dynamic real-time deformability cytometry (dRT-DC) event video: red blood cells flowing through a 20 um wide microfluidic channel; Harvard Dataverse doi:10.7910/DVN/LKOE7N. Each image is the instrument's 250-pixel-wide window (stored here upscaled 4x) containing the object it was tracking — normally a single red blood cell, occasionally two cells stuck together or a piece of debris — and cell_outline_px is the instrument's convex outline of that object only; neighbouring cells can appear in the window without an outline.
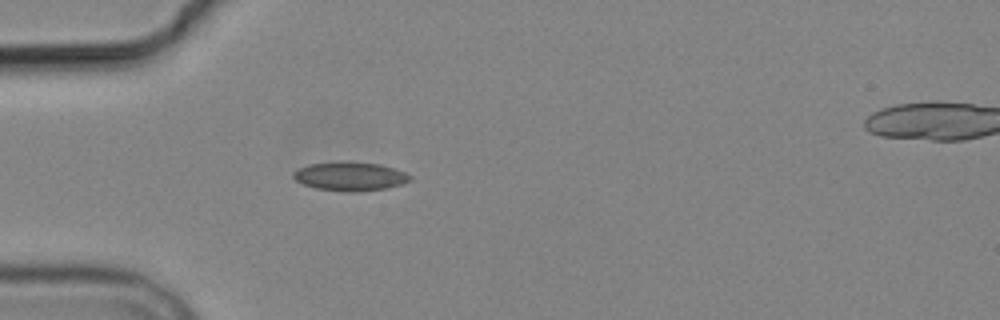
{"species": "common noctule bat (a hibernating species)", "species_latin": "Nyctalus noctula", "temperature_condition": "cold", "stored_images_in_passage": 2, "camera_frame_rate_fps": 3000, "um_per_image_px": 0.085, "animal": {"sex": "male", "body_mass_g": 19.2, "forearm_length_mm": 51.8}, "frame": {"image": 1, "passage_image": 1, "time_ms": 0.0, "image_size_px": [1000, 320], "cell_outline_px": [[412, 180], [388, 188], [316, 188], [304, 184], [296, 180], [292, 176], [292, 172], [308, 164], [380, 164], [404, 172], [412, 176]], "centroid_in_image_um": [29.77, 14.97], "position_along_channel_um": 55.2, "area_um2": 17.57}}